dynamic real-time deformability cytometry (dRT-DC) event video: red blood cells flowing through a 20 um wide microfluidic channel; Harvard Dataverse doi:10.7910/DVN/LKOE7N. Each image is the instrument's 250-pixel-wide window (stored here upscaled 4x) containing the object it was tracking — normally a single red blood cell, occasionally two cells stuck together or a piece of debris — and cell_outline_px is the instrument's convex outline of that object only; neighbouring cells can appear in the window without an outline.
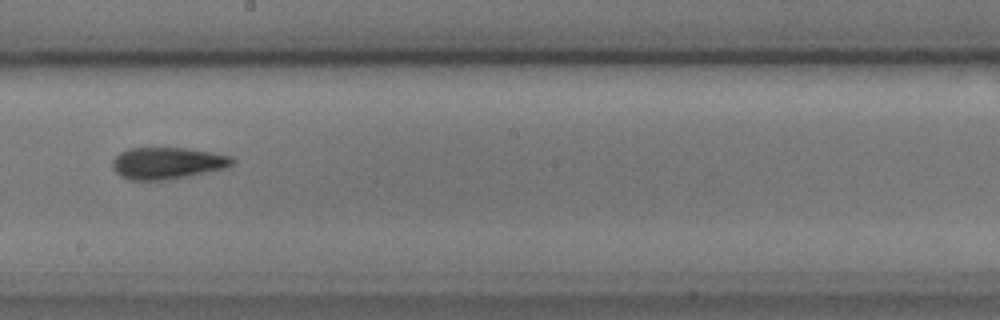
{"species": "common noctule bat (a hibernating species)", "species_latin": "Nyctalus noctula", "temperature_condition": "cold", "stored_images_in_passage": 7, "camera_frame_rate_fps": 3000, "um_per_image_px": 0.085, "animal": {"sex": "male", "body_mass_g": 17.9, "forearm_length_mm": 54.2}, "frame": {"image": 1, "passage_image": 6, "time_ms": 6.333, "image_size_px": [1000, 320], "cell_outline_px": [[236, 160], [228, 168], [188, 176], [160, 180], [128, 180], [120, 176], [112, 168], [112, 160], [120, 152], [128, 148], [188, 148], [212, 152], [232, 156]], "centroid_in_image_um": [14.23, 13.86], "position_along_channel_um": 234.0, "area_um2": 22.37}}